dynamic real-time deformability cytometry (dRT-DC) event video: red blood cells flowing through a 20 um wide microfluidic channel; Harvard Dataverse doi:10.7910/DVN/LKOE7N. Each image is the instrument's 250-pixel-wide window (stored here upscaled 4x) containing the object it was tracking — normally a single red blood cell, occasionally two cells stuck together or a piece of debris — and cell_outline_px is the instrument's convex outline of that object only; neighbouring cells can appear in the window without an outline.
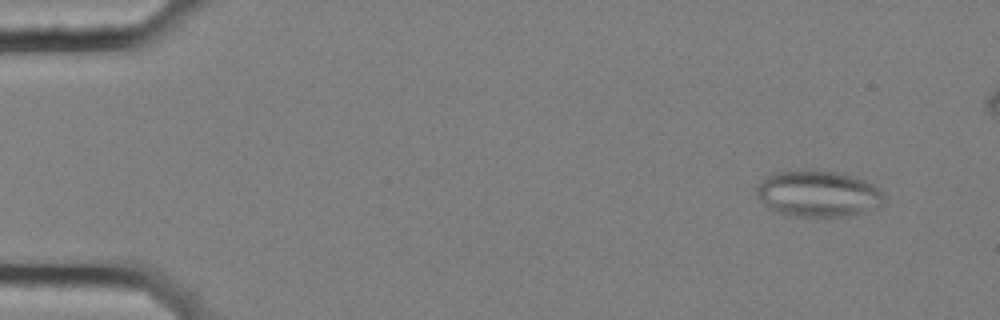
{"species": "common noctule bat (a hibernating species)", "species_latin": "Nyctalus noctula", "temperature_condition": "cold", "stored_images_in_passage": 55, "segment_of_instrument_passage": [1, 2], "camera_frame_rate_fps": 3000, "um_per_image_px": 0.085, "animal": {"sex": "female", "body_mass_g": 25.1}, "frame": {"image": 1, "passage_image": 5, "time_ms": 1.333, "image_size_px": [1000, 320], "cell_outline_px": [[884, 204], [852, 216], [796, 216], [780, 212], [768, 208], [756, 196], [756, 188], [760, 180], [772, 172], [800, 168], [816, 168], [840, 172], [856, 176], [872, 184], [884, 192]], "centroid_in_image_um": [69.52, 16.41], "position_along_channel_um": 15.5, "area_um2": 35.32}}